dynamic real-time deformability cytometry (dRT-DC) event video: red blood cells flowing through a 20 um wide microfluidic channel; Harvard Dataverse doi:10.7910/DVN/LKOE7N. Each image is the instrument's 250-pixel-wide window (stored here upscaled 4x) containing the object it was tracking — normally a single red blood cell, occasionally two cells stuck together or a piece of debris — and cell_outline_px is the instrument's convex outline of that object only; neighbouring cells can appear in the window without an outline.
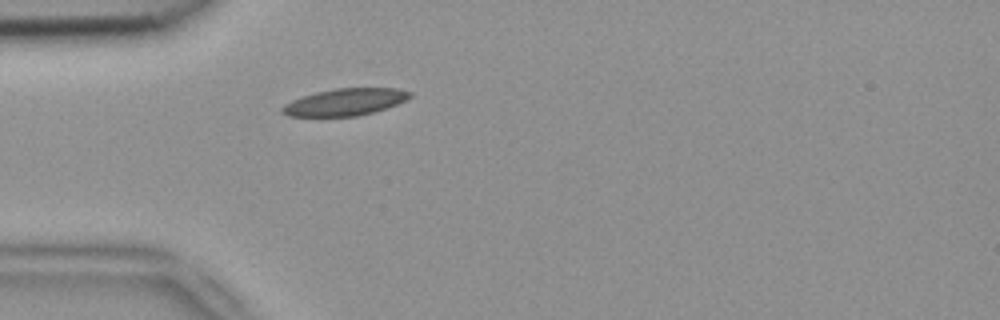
{"species": "common noctule bat (a hibernating species)", "species_latin": "Nyctalus noctula", "temperature_condition": "room temperature", "stored_images_in_passage": 4, "camera_frame_rate_fps": 3000, "um_per_image_px": 0.085, "animal": {"sex": "female", "body_mass_g": 18.4}, "frame": {"image": 1, "passage_image": 4, "time_ms": 1.0, "image_size_px": [1000, 320], "cell_outline_px": [[412, 96], [396, 104], [372, 112], [356, 116], [288, 116], [280, 112], [280, 108], [284, 104], [292, 100], [316, 92], [336, 88], [396, 88], [412, 92]], "centroid_in_image_um": [29.29, 8.67], "position_along_channel_um": 55.7, "area_um2": 19.88}}